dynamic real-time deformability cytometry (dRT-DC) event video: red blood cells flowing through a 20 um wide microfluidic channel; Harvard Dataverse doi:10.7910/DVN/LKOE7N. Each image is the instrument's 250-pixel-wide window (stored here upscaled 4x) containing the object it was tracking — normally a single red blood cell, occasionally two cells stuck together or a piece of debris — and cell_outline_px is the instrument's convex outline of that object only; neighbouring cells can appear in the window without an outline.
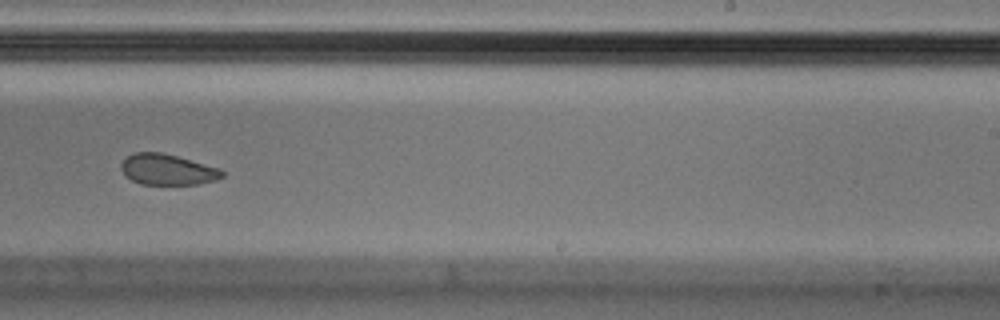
{"species": "Egyptian fruit bat (a non-hibernating species)", "species_latin": "Rousettus aegyptiacus", "temperature_condition": "cold", "stored_images_in_passage": 34, "camera_frame_rate_fps": 3000, "um_per_image_px": 0.085, "animal": {"sex": "male"}, "frame": {"image": 1, "passage_image": 20, "time_ms": 6.333, "image_size_px": [1000, 320], "cell_outline_px": [[224, 176], [216, 180], [196, 184], [140, 184], [132, 180], [120, 168], [120, 164], [128, 156], [136, 152], [160, 152], [176, 156], [220, 168], [224, 172]], "centroid_in_image_um": [14.25, 14.41], "position_along_channel_um": 274.7, "area_um2": 17.92}, "authors_computed_cell_mechanics": {"area_um2": 19.3052, "velocity_mm_per_s": 3.6116, "shape_relaxation_time_tau1_ms": 6.4959, "shape_relaxation_time_tau2_ms": 2.2356, "deformation_change_tau1": 0.0993, "deformation_change_tau2": 0.0561}}